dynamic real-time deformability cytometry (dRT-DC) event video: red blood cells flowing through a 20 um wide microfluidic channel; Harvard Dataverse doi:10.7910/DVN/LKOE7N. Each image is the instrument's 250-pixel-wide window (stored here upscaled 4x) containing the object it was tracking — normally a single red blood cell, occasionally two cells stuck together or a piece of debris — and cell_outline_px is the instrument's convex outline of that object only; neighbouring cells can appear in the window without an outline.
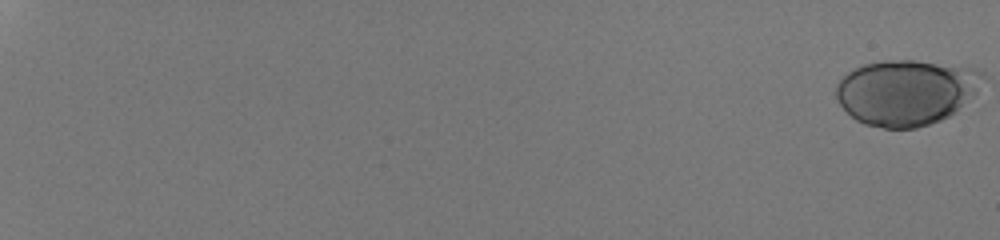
{"species": "human", "species_latin": "Homo sapiens", "temperature_condition": "room temperature", "stored_images_in_passage": 55, "camera_frame_rate_fps": 3000, "um_per_image_px": 0.085, "donor": {"sex": "male"}, "frame": {"image": 1, "passage_image": 1, "time_ms": 0.0, "image_size_px": [1000, 240], "cell_outline_px": [[968, 92], [960, 104], [948, 116], [940, 120], [916, 128], [884, 128], [864, 124], [856, 120], [840, 104], [836, 96], [836, 84], [848, 72], [864, 64], [884, 60], [916, 60], [968, 68]], "centroid_in_image_um": [76.7, 7.88], "position_along_channel_um": 8.3, "area_um2": 52.71}}
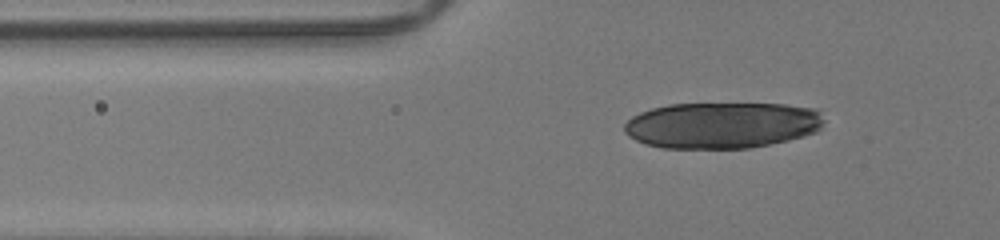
{"frame": {"image": 2, "passage_image": 24, "time_ms": 7.667, "image_size_px": [1000, 240], "cell_outline_px": [[824, 120], [820, 128], [816, 132], [804, 136], [788, 140], [752, 148], [660, 148], [644, 144], [628, 136], [624, 132], [624, 124], [632, 116], [640, 112], [652, 108], [668, 104], [784, 104], [816, 108]], "centroid_in_image_um": [61.36, 10.64], "position_along_channel_um": 64.4, "area_um2": 54.1}}